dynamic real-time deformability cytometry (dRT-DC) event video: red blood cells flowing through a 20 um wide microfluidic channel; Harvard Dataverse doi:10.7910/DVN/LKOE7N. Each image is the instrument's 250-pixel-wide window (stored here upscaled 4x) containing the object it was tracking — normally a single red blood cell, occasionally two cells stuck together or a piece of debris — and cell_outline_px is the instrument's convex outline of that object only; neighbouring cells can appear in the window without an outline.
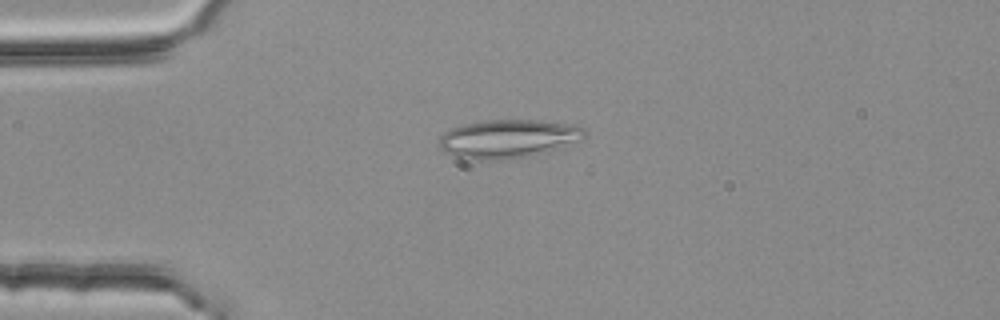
{"species": "common noctule bat (a hibernating species)", "species_latin": "Nyctalus noctula", "temperature_condition": "room temperature", "stored_images_in_passage": 2, "camera_frame_rate_fps": 3000, "um_per_image_px": 0.085, "animal": {"sex": "female", "body_mass_g": 25.1}, "frame": {"image": 1, "passage_image": 1, "time_ms": 0.0, "image_size_px": [1000, 320], "cell_outline_px": [[588, 136], [544, 152], [528, 156], [504, 160], [468, 160], [452, 156], [444, 152], [440, 148], [440, 136], [444, 132], [452, 128], [464, 124], [484, 120], [532, 120], [572, 124], [584, 128], [588, 132]], "centroid_in_image_um": [43.13, 11.8], "position_along_channel_um": 41.9, "area_um2": 32.6}}